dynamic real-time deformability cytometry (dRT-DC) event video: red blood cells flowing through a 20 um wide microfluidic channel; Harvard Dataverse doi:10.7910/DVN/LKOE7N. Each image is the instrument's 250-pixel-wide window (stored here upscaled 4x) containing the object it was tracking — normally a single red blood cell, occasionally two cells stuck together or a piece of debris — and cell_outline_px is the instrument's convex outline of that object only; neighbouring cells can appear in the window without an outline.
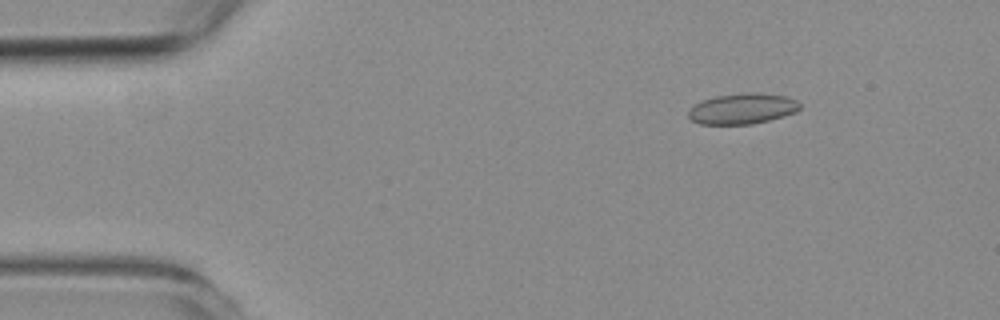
{"species": "common noctule bat (a hibernating species)", "species_latin": "Nyctalus noctula", "temperature_condition": "room temperature", "stored_images_in_passage": 57, "camera_frame_rate_fps": 3000, "um_per_image_px": 0.085, "animal": {"sex": "female", "body_mass_g": 19.3, "forearm_length_mm": 54.1}, "frame": {"image": 1, "passage_image": 8, "time_ms": 2.333, "image_size_px": [1000, 320], "cell_outline_px": [[800, 108], [796, 112], [784, 116], [752, 124], [700, 124], [692, 120], [688, 116], [688, 108], [704, 100], [716, 96], [744, 92], [756, 92], [784, 96], [796, 100], [800, 104]], "centroid_in_image_um": [63.1, 9.23], "position_along_channel_um": 21.9, "area_um2": 19.88}}
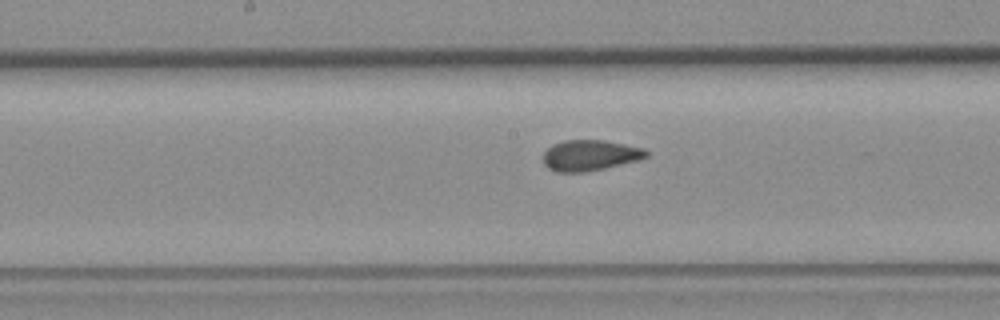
{"frame": {"image": 2, "passage_image": 29, "time_ms": 9.333, "image_size_px": [1000, 320], "cell_outline_px": [[648, 156], [640, 160], [604, 168], [584, 172], [556, 172], [548, 168], [544, 164], [544, 152], [552, 144], [564, 140], [604, 140], [644, 148], [648, 152]], "centroid_in_image_um": [50.15, 13.2], "position_along_channel_um": 198.0, "area_um2": 18.5}}
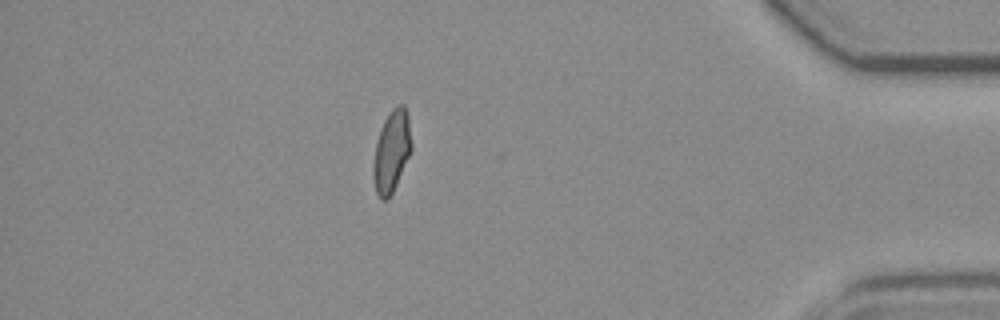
{"frame": {"image": 3, "passage_image": 50, "time_ms": 16.333, "image_size_px": [1000, 320], "cell_outline_px": [[412, 148], [396, 184], [388, 200], [380, 200], [376, 192], [372, 176], [372, 164], [376, 144], [380, 128], [388, 112], [392, 108], [400, 104], [404, 104], [408, 116], [412, 144]], "centroid_in_image_um": [33.26, 12.85], "position_along_channel_um": 401.9, "area_um2": 18.26}, "authors_computed_cell_mechanics": {"area_um2": 18.6694, "velocity_mm_per_s": 3.5775, "shape_relaxation_time_tau1_ms": null, "shape_relaxation_time_tau2_ms": 1.1154, "deformation_change_tau1": null, "deformation_change_tau2": 0.0586}}